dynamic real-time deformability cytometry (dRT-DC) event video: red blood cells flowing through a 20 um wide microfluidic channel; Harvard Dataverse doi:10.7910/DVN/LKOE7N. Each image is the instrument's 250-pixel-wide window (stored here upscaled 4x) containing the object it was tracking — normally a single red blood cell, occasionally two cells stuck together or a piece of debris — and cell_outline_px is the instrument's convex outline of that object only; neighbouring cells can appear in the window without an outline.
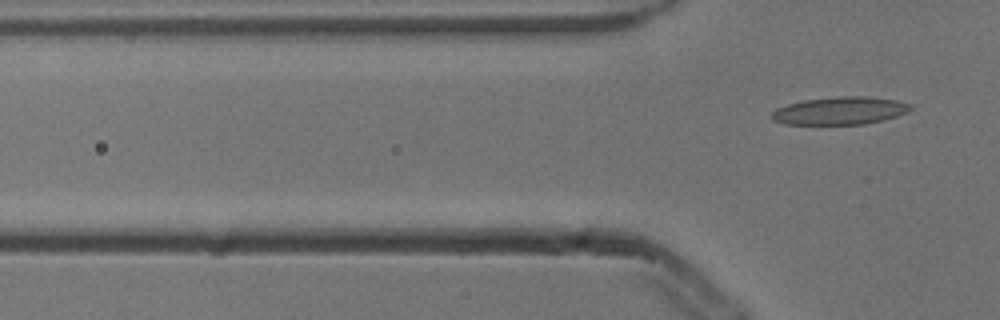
{"species": "common noctule bat (a hibernating species)", "species_latin": "Nyctalus noctula", "temperature_condition": "cold", "stored_images_in_passage": 4, "camera_frame_rate_fps": 3000, "um_per_image_px": 0.085, "animal": {"sex": "male", "body_mass_g": 13.3}, "frame": {"image": 1, "passage_image": 4, "time_ms": 1.0, "image_size_px": [1000, 320], "cell_outline_px": [[912, 108], [908, 112], [896, 116], [864, 124], [784, 124], [772, 120], [768, 116], [776, 108], [788, 104], [804, 100], [836, 96], [864, 96], [896, 100], [912, 104]], "centroid_in_image_um": [71.36, 9.41], "position_along_channel_um": 54.4, "area_um2": 22.48}}